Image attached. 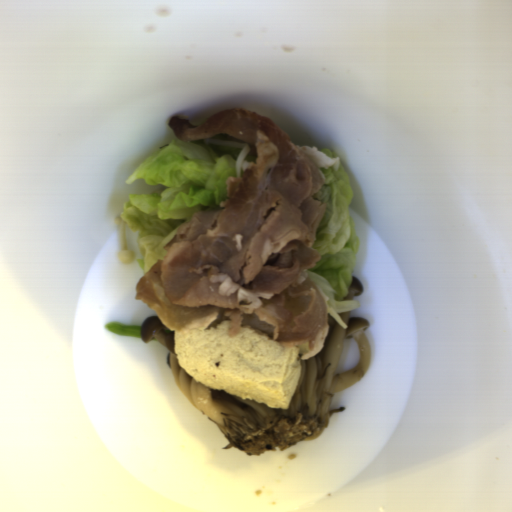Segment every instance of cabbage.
Wrapping results in <instances>:
<instances>
[{
  "label": "cabbage",
  "mask_w": 512,
  "mask_h": 512,
  "mask_svg": "<svg viewBox=\"0 0 512 512\" xmlns=\"http://www.w3.org/2000/svg\"><path fill=\"white\" fill-rule=\"evenodd\" d=\"M242 150L178 137L143 160L126 179L129 186L141 179L147 185H162L156 194L128 195L119 215L138 233L136 264L142 276L166 256L164 246L197 210L221 207L228 177H237L236 160Z\"/></svg>",
  "instance_id": "obj_1"
},
{
  "label": "cabbage",
  "mask_w": 512,
  "mask_h": 512,
  "mask_svg": "<svg viewBox=\"0 0 512 512\" xmlns=\"http://www.w3.org/2000/svg\"><path fill=\"white\" fill-rule=\"evenodd\" d=\"M325 183L315 199L325 203L327 210L317 229L312 247L321 255L307 273L312 283L328 298L335 312L356 311L359 300H344L353 280L360 237L349 214L354 193L350 178L342 165L338 171L321 168Z\"/></svg>",
  "instance_id": "obj_2"
},
{
  "label": "cabbage",
  "mask_w": 512,
  "mask_h": 512,
  "mask_svg": "<svg viewBox=\"0 0 512 512\" xmlns=\"http://www.w3.org/2000/svg\"><path fill=\"white\" fill-rule=\"evenodd\" d=\"M320 152H322L323 154L329 156L331 159H335V158H338L337 154L334 153L332 150L330 149H323V150H319Z\"/></svg>",
  "instance_id": "obj_3"
},
{
  "label": "cabbage",
  "mask_w": 512,
  "mask_h": 512,
  "mask_svg": "<svg viewBox=\"0 0 512 512\" xmlns=\"http://www.w3.org/2000/svg\"><path fill=\"white\" fill-rule=\"evenodd\" d=\"M256 157H254L253 155H250V153L244 158L243 161H248V162H253L255 161Z\"/></svg>",
  "instance_id": "obj_4"
}]
</instances>
